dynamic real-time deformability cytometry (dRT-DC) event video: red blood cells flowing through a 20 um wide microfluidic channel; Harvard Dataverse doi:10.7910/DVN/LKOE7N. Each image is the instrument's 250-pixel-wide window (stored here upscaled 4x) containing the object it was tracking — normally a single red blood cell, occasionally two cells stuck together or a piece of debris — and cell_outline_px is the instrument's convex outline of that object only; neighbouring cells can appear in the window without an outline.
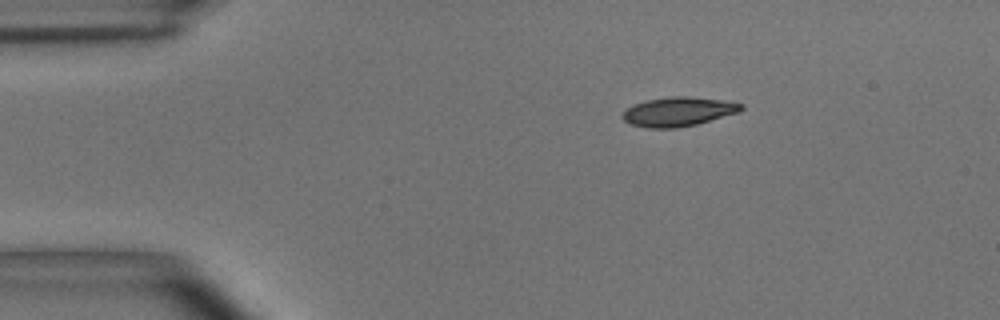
{"species": "common noctule bat (a hibernating species)", "species_latin": "Nyctalus noctula", "temperature_condition": "room temperature", "stored_images_in_passage": 2, "camera_frame_rate_fps": 3000, "um_per_image_px": 0.085, "animal": {"sex": "male", "body_mass_g": 15.6}, "frame": {"image": 1, "passage_image": 1, "time_ms": 0.0, "image_size_px": [1000, 320], "cell_outline_px": [[744, 108], [740, 112], [696, 124], [676, 128], [648, 128], [632, 124], [624, 120], [620, 116], [624, 108], [632, 104], [648, 100], [672, 96], [688, 96], [720, 100], [744, 104]], "centroid_in_image_um": [57.62, 9.49], "position_along_channel_um": 27.4, "area_um2": 20.23}}